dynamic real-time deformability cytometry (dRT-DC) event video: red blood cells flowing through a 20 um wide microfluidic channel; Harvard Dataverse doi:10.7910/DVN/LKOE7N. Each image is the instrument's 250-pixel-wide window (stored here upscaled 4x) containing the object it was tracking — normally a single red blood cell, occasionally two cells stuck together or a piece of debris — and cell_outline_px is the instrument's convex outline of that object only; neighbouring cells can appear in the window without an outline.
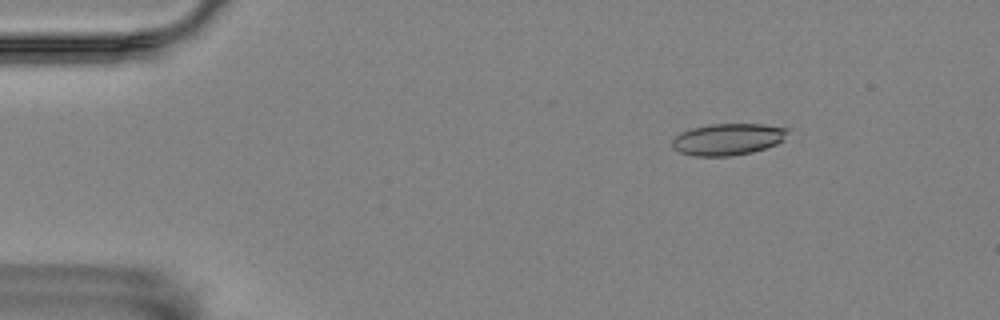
{"species": "Egyptian fruit bat (a non-hibernating species)", "species_latin": "Rousettus aegyptiacus", "temperature_condition": "room temperature", "stored_images_in_passage": 9, "camera_frame_rate_fps": 3000, "um_per_image_px": 0.085, "animal": {"sex": "female"}, "frame": {"image": 1, "passage_image": 1, "time_ms": 0.0, "image_size_px": [1000, 320], "cell_outline_px": [[792, 128], [784, 140], [776, 144], [752, 152], [732, 156], [696, 156], [680, 152], [672, 148], [672, 140], [680, 132], [692, 128], [708, 124], [764, 124]], "centroid_in_image_um": [61.9, 11.83], "position_along_channel_um": 23.1, "area_um2": 21.56}}
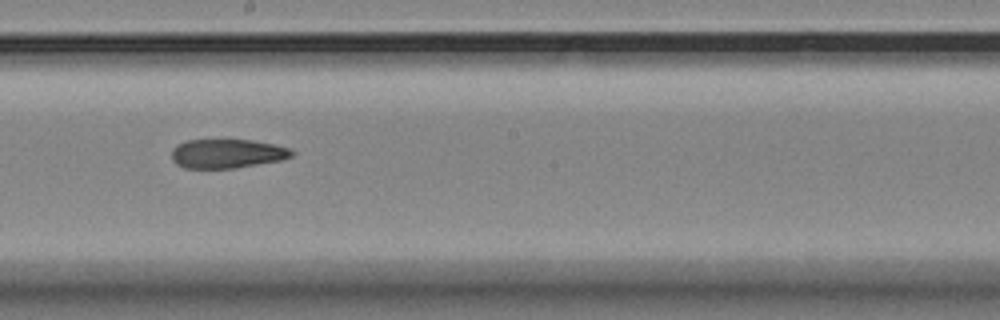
{"frame": {"image": 2, "passage_image": 7, "time_ms": 2.0, "image_size_px": [1000, 320], "cell_outline_px": [[296, 152], [292, 156], [280, 160], [236, 168], [184, 168], [176, 164], [172, 160], [172, 148], [176, 144], [188, 140], [252, 140], [292, 148]], "centroid_in_image_um": [19.3, 13.05], "position_along_channel_um": 228.9, "area_um2": 20.46}}
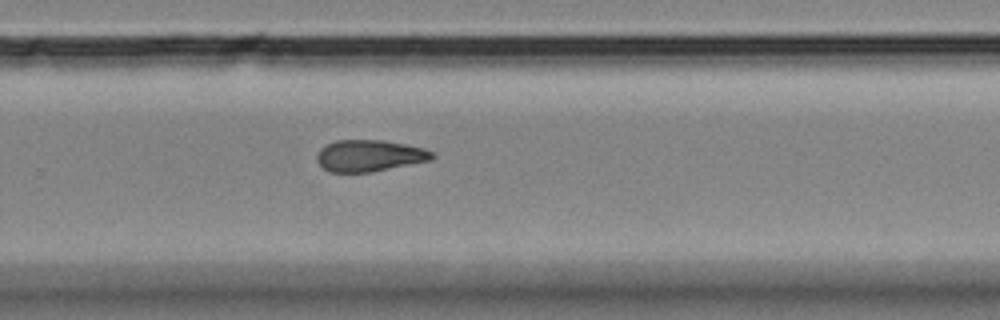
{"frame": {"image": 3, "passage_image": 9, "time_ms": 2.667, "image_size_px": [1000, 320], "cell_outline_px": [[436, 156], [432, 160], [372, 172], [328, 172], [316, 160], [316, 156], [320, 148], [336, 140], [384, 140], [424, 148], [432, 152]], "centroid_in_image_um": [31.41, 13.24], "position_along_channel_um": 298.4, "area_um2": 21.27}}